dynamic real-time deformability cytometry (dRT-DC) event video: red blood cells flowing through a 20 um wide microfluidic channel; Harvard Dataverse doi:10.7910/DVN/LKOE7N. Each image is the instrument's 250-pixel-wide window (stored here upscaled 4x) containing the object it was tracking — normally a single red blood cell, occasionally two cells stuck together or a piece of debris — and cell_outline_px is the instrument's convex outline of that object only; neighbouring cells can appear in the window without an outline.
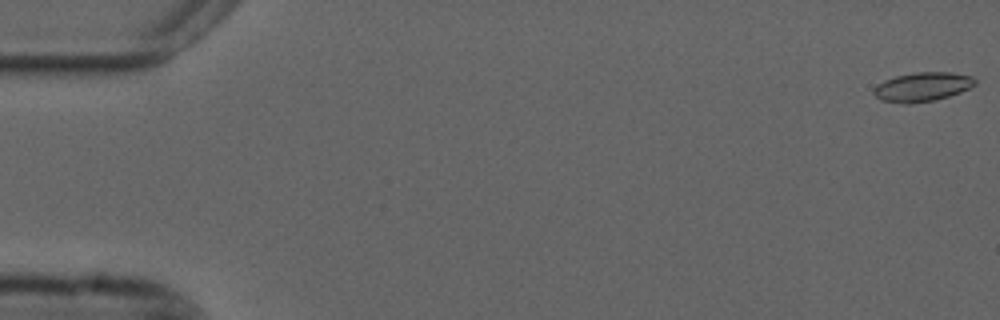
{"species": "common noctule bat (a hibernating species)", "species_latin": "Nyctalus noctula", "temperature_condition": "cold", "stored_images_in_passage": 55, "camera_frame_rate_fps": 3000, "um_per_image_px": 0.085, "animal": {"sex": "male", "forearm_length_mm": 52.5}, "frame": {"image": 1, "passage_image": 1, "time_ms": 0.0, "image_size_px": [1000, 320], "cell_outline_px": [[976, 84], [960, 92], [936, 100], [908, 104], [900, 104], [880, 100], [872, 92], [884, 80], [896, 76], [916, 72], [952, 72], [972, 76], [976, 80]], "centroid_in_image_um": [78.41, 7.39], "position_along_channel_um": 6.6, "area_um2": 17.17}}
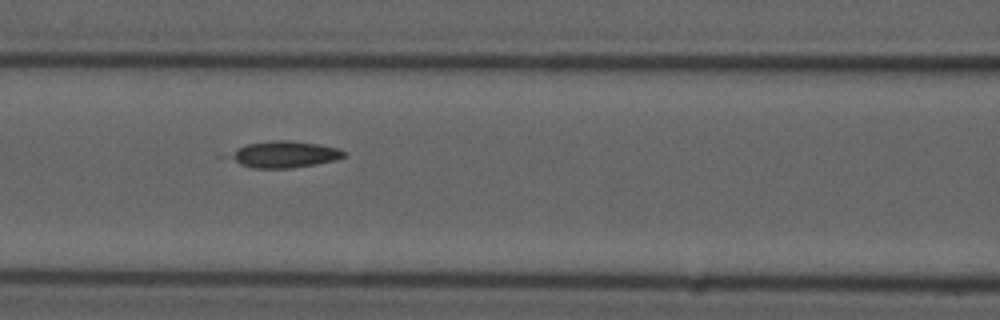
{"frame": {"image": 2, "passage_image": 24, "time_ms": 7.667, "image_size_px": [1000, 320], "cell_outline_px": [[344, 156], [336, 160], [316, 164], [292, 168], [252, 168], [216, 156], [244, 144], [272, 140], [288, 140], [316, 144], [340, 148], [344, 152]], "centroid_in_image_um": [23.95, 13.12], "position_along_channel_um": 142.6, "area_um2": 18.38}}
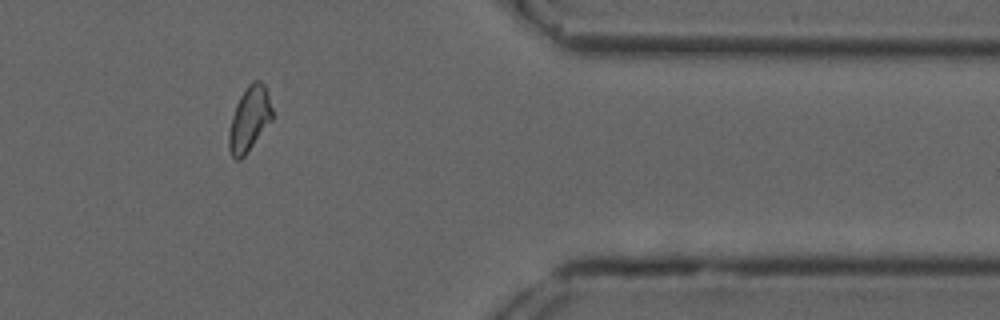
{"frame": {"image": 3, "passage_image": 46, "time_ms": 15.0, "image_size_px": [1000, 320], "cell_outline_px": [[272, 120], [244, 156], [240, 160], [236, 160], [232, 156], [228, 148], [228, 132], [232, 116], [236, 104], [240, 96], [248, 84], [252, 80], [260, 80], [264, 84], [268, 92], [272, 108]], "centroid_in_image_um": [21.19, 10.1], "position_along_channel_um": 390.2, "area_um2": 16.42}}